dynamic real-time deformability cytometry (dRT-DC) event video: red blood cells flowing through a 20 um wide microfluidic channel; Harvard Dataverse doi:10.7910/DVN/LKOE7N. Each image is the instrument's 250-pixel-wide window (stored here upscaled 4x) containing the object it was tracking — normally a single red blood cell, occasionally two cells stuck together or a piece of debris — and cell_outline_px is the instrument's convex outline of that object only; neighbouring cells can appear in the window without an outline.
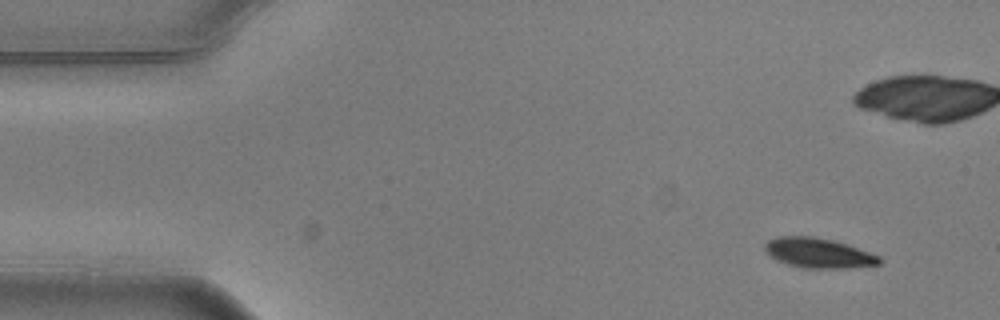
{"species": "common noctule bat (a hibernating species)", "species_latin": "Nyctalus noctula", "temperature_condition": "warm", "stored_images_in_passage": 5, "camera_frame_rate_fps": 3000, "um_per_image_px": 0.085, "animal": {"sex": "male", "body_mass_g": 20.5, "forearm_length_mm": 52.5}, "frame": {"image": 1, "passage_image": 1, "time_ms": 0.0, "image_size_px": [1000, 320], "cell_outline_px": [[880, 264], [844, 268], [804, 268], [788, 264], [776, 260], [764, 248], [764, 244], [768, 240], [776, 236], [812, 236], [832, 240], [880, 256]], "centroid_in_image_um": [69.52, 21.5], "position_along_channel_um": 15.5, "area_um2": 19.59}}